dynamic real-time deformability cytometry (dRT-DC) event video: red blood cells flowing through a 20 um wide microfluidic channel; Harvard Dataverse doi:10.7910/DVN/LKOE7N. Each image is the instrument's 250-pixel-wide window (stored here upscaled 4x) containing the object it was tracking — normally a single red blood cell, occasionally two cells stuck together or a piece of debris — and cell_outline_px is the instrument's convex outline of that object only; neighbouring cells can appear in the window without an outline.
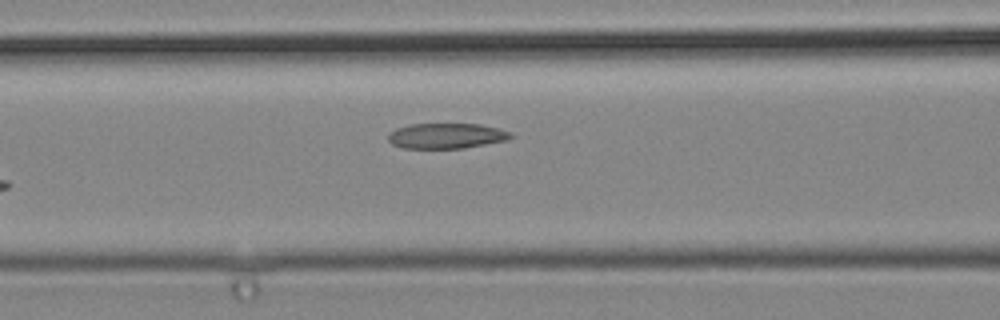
{"species": "common noctule bat (a hibernating species)", "species_latin": "Nyctalus noctula", "temperature_condition": "cold", "stored_images_in_passage": 6, "camera_frame_rate_fps": 3000, "um_per_image_px": 0.085, "animal": {"sex": "male", "body_mass_g": 19.2, "forearm_length_mm": 51.8}, "frame": {"image": 1, "passage_image": 6, "time_ms": 1.667, "image_size_px": [1000, 320], "cell_outline_px": [[516, 136], [508, 140], [464, 148], [404, 148], [392, 144], [388, 140], [388, 132], [396, 128], [412, 124], [480, 124], [500, 128], [512, 132]], "centroid_in_image_um": [37.99, 11.54], "position_along_channel_um": 128.6, "area_um2": 18.32}}